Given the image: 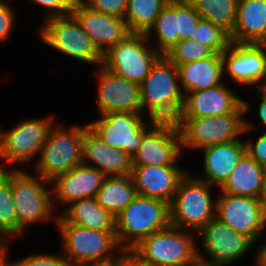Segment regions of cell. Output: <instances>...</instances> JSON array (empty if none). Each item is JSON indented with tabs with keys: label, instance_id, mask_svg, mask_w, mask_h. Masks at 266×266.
<instances>
[{
	"label": "cell",
	"instance_id": "47",
	"mask_svg": "<svg viewBox=\"0 0 266 266\" xmlns=\"http://www.w3.org/2000/svg\"><path fill=\"white\" fill-rule=\"evenodd\" d=\"M198 266H225V265L206 262V261H203V260L198 256Z\"/></svg>",
	"mask_w": 266,
	"mask_h": 266
},
{
	"label": "cell",
	"instance_id": "11",
	"mask_svg": "<svg viewBox=\"0 0 266 266\" xmlns=\"http://www.w3.org/2000/svg\"><path fill=\"white\" fill-rule=\"evenodd\" d=\"M216 218L249 238L254 245L265 237L266 202L263 199L222 193L216 200Z\"/></svg>",
	"mask_w": 266,
	"mask_h": 266
},
{
	"label": "cell",
	"instance_id": "8",
	"mask_svg": "<svg viewBox=\"0 0 266 266\" xmlns=\"http://www.w3.org/2000/svg\"><path fill=\"white\" fill-rule=\"evenodd\" d=\"M43 21L39 27L41 42L73 59L98 67L102 65L103 55L72 14Z\"/></svg>",
	"mask_w": 266,
	"mask_h": 266
},
{
	"label": "cell",
	"instance_id": "4",
	"mask_svg": "<svg viewBox=\"0 0 266 266\" xmlns=\"http://www.w3.org/2000/svg\"><path fill=\"white\" fill-rule=\"evenodd\" d=\"M170 225L169 203L137 194L116 216V236L122 248H133L142 239Z\"/></svg>",
	"mask_w": 266,
	"mask_h": 266
},
{
	"label": "cell",
	"instance_id": "33",
	"mask_svg": "<svg viewBox=\"0 0 266 266\" xmlns=\"http://www.w3.org/2000/svg\"><path fill=\"white\" fill-rule=\"evenodd\" d=\"M191 39L199 42L215 53H222L231 44L230 36L209 20L200 18Z\"/></svg>",
	"mask_w": 266,
	"mask_h": 266
},
{
	"label": "cell",
	"instance_id": "29",
	"mask_svg": "<svg viewBox=\"0 0 266 266\" xmlns=\"http://www.w3.org/2000/svg\"><path fill=\"white\" fill-rule=\"evenodd\" d=\"M170 0H128L124 20L130 33L146 34Z\"/></svg>",
	"mask_w": 266,
	"mask_h": 266
},
{
	"label": "cell",
	"instance_id": "41",
	"mask_svg": "<svg viewBox=\"0 0 266 266\" xmlns=\"http://www.w3.org/2000/svg\"><path fill=\"white\" fill-rule=\"evenodd\" d=\"M118 266H155L144 259L133 248H122L119 251Z\"/></svg>",
	"mask_w": 266,
	"mask_h": 266
},
{
	"label": "cell",
	"instance_id": "31",
	"mask_svg": "<svg viewBox=\"0 0 266 266\" xmlns=\"http://www.w3.org/2000/svg\"><path fill=\"white\" fill-rule=\"evenodd\" d=\"M152 33L157 35L155 37L158 42L156 51L161 55H165L180 41L177 17L175 16V0H170L161 10L153 26L145 35L150 39Z\"/></svg>",
	"mask_w": 266,
	"mask_h": 266
},
{
	"label": "cell",
	"instance_id": "22",
	"mask_svg": "<svg viewBox=\"0 0 266 266\" xmlns=\"http://www.w3.org/2000/svg\"><path fill=\"white\" fill-rule=\"evenodd\" d=\"M89 160L95 164H88ZM82 164L97 168L106 176H126L132 173V158L122 149L103 142L88 124L85 125L82 142Z\"/></svg>",
	"mask_w": 266,
	"mask_h": 266
},
{
	"label": "cell",
	"instance_id": "10",
	"mask_svg": "<svg viewBox=\"0 0 266 266\" xmlns=\"http://www.w3.org/2000/svg\"><path fill=\"white\" fill-rule=\"evenodd\" d=\"M194 235L170 225L142 239L133 249L155 266H175L198 255Z\"/></svg>",
	"mask_w": 266,
	"mask_h": 266
},
{
	"label": "cell",
	"instance_id": "18",
	"mask_svg": "<svg viewBox=\"0 0 266 266\" xmlns=\"http://www.w3.org/2000/svg\"><path fill=\"white\" fill-rule=\"evenodd\" d=\"M71 14L102 55L131 34L123 18L92 10L80 0L76 1Z\"/></svg>",
	"mask_w": 266,
	"mask_h": 266
},
{
	"label": "cell",
	"instance_id": "3",
	"mask_svg": "<svg viewBox=\"0 0 266 266\" xmlns=\"http://www.w3.org/2000/svg\"><path fill=\"white\" fill-rule=\"evenodd\" d=\"M55 223L62 237L63 254L68 266L103 264L119 258V255L115 257L112 253L115 248L122 250L116 232L95 231L69 224L60 215Z\"/></svg>",
	"mask_w": 266,
	"mask_h": 266
},
{
	"label": "cell",
	"instance_id": "37",
	"mask_svg": "<svg viewBox=\"0 0 266 266\" xmlns=\"http://www.w3.org/2000/svg\"><path fill=\"white\" fill-rule=\"evenodd\" d=\"M92 10L124 19L128 0H80Z\"/></svg>",
	"mask_w": 266,
	"mask_h": 266
},
{
	"label": "cell",
	"instance_id": "26",
	"mask_svg": "<svg viewBox=\"0 0 266 266\" xmlns=\"http://www.w3.org/2000/svg\"><path fill=\"white\" fill-rule=\"evenodd\" d=\"M60 216L69 224L95 231L116 232V217L100 206L95 197L73 202Z\"/></svg>",
	"mask_w": 266,
	"mask_h": 266
},
{
	"label": "cell",
	"instance_id": "14",
	"mask_svg": "<svg viewBox=\"0 0 266 266\" xmlns=\"http://www.w3.org/2000/svg\"><path fill=\"white\" fill-rule=\"evenodd\" d=\"M182 151L181 135L176 123L158 121L143 136L139 149L132 158V166L177 165Z\"/></svg>",
	"mask_w": 266,
	"mask_h": 266
},
{
	"label": "cell",
	"instance_id": "6",
	"mask_svg": "<svg viewBox=\"0 0 266 266\" xmlns=\"http://www.w3.org/2000/svg\"><path fill=\"white\" fill-rule=\"evenodd\" d=\"M39 177V178H38ZM38 178V179H37ZM51 182L44 180L19 169H11V185L13 199L18 219V237L22 236L29 225L57 220L58 215L53 217L54 203L53 191L45 188Z\"/></svg>",
	"mask_w": 266,
	"mask_h": 266
},
{
	"label": "cell",
	"instance_id": "21",
	"mask_svg": "<svg viewBox=\"0 0 266 266\" xmlns=\"http://www.w3.org/2000/svg\"><path fill=\"white\" fill-rule=\"evenodd\" d=\"M186 174L178 165H145L132 166L131 176L138 195L171 204L179 182Z\"/></svg>",
	"mask_w": 266,
	"mask_h": 266
},
{
	"label": "cell",
	"instance_id": "36",
	"mask_svg": "<svg viewBox=\"0 0 266 266\" xmlns=\"http://www.w3.org/2000/svg\"><path fill=\"white\" fill-rule=\"evenodd\" d=\"M65 255L55 254H32L27 257L10 262L7 260V266H68Z\"/></svg>",
	"mask_w": 266,
	"mask_h": 266
},
{
	"label": "cell",
	"instance_id": "44",
	"mask_svg": "<svg viewBox=\"0 0 266 266\" xmlns=\"http://www.w3.org/2000/svg\"><path fill=\"white\" fill-rule=\"evenodd\" d=\"M262 191L263 200L266 202V164L262 166Z\"/></svg>",
	"mask_w": 266,
	"mask_h": 266
},
{
	"label": "cell",
	"instance_id": "49",
	"mask_svg": "<svg viewBox=\"0 0 266 266\" xmlns=\"http://www.w3.org/2000/svg\"><path fill=\"white\" fill-rule=\"evenodd\" d=\"M87 266H118V260L108 262V263H103V264H95V265H87Z\"/></svg>",
	"mask_w": 266,
	"mask_h": 266
},
{
	"label": "cell",
	"instance_id": "45",
	"mask_svg": "<svg viewBox=\"0 0 266 266\" xmlns=\"http://www.w3.org/2000/svg\"><path fill=\"white\" fill-rule=\"evenodd\" d=\"M7 256L8 250L7 249H0V266H7Z\"/></svg>",
	"mask_w": 266,
	"mask_h": 266
},
{
	"label": "cell",
	"instance_id": "24",
	"mask_svg": "<svg viewBox=\"0 0 266 266\" xmlns=\"http://www.w3.org/2000/svg\"><path fill=\"white\" fill-rule=\"evenodd\" d=\"M231 43L266 44V0H238Z\"/></svg>",
	"mask_w": 266,
	"mask_h": 266
},
{
	"label": "cell",
	"instance_id": "27",
	"mask_svg": "<svg viewBox=\"0 0 266 266\" xmlns=\"http://www.w3.org/2000/svg\"><path fill=\"white\" fill-rule=\"evenodd\" d=\"M222 193L263 199L262 165L247 152L238 161L229 178L219 188Z\"/></svg>",
	"mask_w": 266,
	"mask_h": 266
},
{
	"label": "cell",
	"instance_id": "30",
	"mask_svg": "<svg viewBox=\"0 0 266 266\" xmlns=\"http://www.w3.org/2000/svg\"><path fill=\"white\" fill-rule=\"evenodd\" d=\"M202 19L231 36L236 21L238 0H189Z\"/></svg>",
	"mask_w": 266,
	"mask_h": 266
},
{
	"label": "cell",
	"instance_id": "2",
	"mask_svg": "<svg viewBox=\"0 0 266 266\" xmlns=\"http://www.w3.org/2000/svg\"><path fill=\"white\" fill-rule=\"evenodd\" d=\"M244 107L238 113L205 116L201 118H177L175 121L181 135L182 149H204L216 144L239 140L253 124L244 118L250 107L243 100Z\"/></svg>",
	"mask_w": 266,
	"mask_h": 266
},
{
	"label": "cell",
	"instance_id": "16",
	"mask_svg": "<svg viewBox=\"0 0 266 266\" xmlns=\"http://www.w3.org/2000/svg\"><path fill=\"white\" fill-rule=\"evenodd\" d=\"M266 44L231 43L222 52L225 73L240 85L266 83ZM260 81L264 82L259 85Z\"/></svg>",
	"mask_w": 266,
	"mask_h": 266
},
{
	"label": "cell",
	"instance_id": "42",
	"mask_svg": "<svg viewBox=\"0 0 266 266\" xmlns=\"http://www.w3.org/2000/svg\"><path fill=\"white\" fill-rule=\"evenodd\" d=\"M258 92L262 99L258 109V116L262 124L261 126H266V93L262 89H259Z\"/></svg>",
	"mask_w": 266,
	"mask_h": 266
},
{
	"label": "cell",
	"instance_id": "19",
	"mask_svg": "<svg viewBox=\"0 0 266 266\" xmlns=\"http://www.w3.org/2000/svg\"><path fill=\"white\" fill-rule=\"evenodd\" d=\"M243 107V99L222 83L213 88L184 94V104L178 118L238 113Z\"/></svg>",
	"mask_w": 266,
	"mask_h": 266
},
{
	"label": "cell",
	"instance_id": "50",
	"mask_svg": "<svg viewBox=\"0 0 266 266\" xmlns=\"http://www.w3.org/2000/svg\"><path fill=\"white\" fill-rule=\"evenodd\" d=\"M262 90L266 93V83H265L264 86L262 87Z\"/></svg>",
	"mask_w": 266,
	"mask_h": 266
},
{
	"label": "cell",
	"instance_id": "15",
	"mask_svg": "<svg viewBox=\"0 0 266 266\" xmlns=\"http://www.w3.org/2000/svg\"><path fill=\"white\" fill-rule=\"evenodd\" d=\"M201 235L205 255L198 249V256L206 262L231 265L243 254L252 248L253 242L231 229L228 225L221 222L218 218H213L199 232ZM211 259V260H210Z\"/></svg>",
	"mask_w": 266,
	"mask_h": 266
},
{
	"label": "cell",
	"instance_id": "32",
	"mask_svg": "<svg viewBox=\"0 0 266 266\" xmlns=\"http://www.w3.org/2000/svg\"><path fill=\"white\" fill-rule=\"evenodd\" d=\"M0 231L7 237H18V219L11 185V169L0 165Z\"/></svg>",
	"mask_w": 266,
	"mask_h": 266
},
{
	"label": "cell",
	"instance_id": "1",
	"mask_svg": "<svg viewBox=\"0 0 266 266\" xmlns=\"http://www.w3.org/2000/svg\"><path fill=\"white\" fill-rule=\"evenodd\" d=\"M142 111L157 121H176L183 104L184 93L179 83L177 66L165 55L153 65L150 73L139 84Z\"/></svg>",
	"mask_w": 266,
	"mask_h": 266
},
{
	"label": "cell",
	"instance_id": "48",
	"mask_svg": "<svg viewBox=\"0 0 266 266\" xmlns=\"http://www.w3.org/2000/svg\"><path fill=\"white\" fill-rule=\"evenodd\" d=\"M5 236H3V234L0 231V249H8V241H10L9 239H7V241L4 239ZM4 239V240H3Z\"/></svg>",
	"mask_w": 266,
	"mask_h": 266
},
{
	"label": "cell",
	"instance_id": "7",
	"mask_svg": "<svg viewBox=\"0 0 266 266\" xmlns=\"http://www.w3.org/2000/svg\"><path fill=\"white\" fill-rule=\"evenodd\" d=\"M85 127L73 125L70 129L62 125L50 128L46 142L39 153L36 172L49 182L82 164V142Z\"/></svg>",
	"mask_w": 266,
	"mask_h": 266
},
{
	"label": "cell",
	"instance_id": "38",
	"mask_svg": "<svg viewBox=\"0 0 266 266\" xmlns=\"http://www.w3.org/2000/svg\"><path fill=\"white\" fill-rule=\"evenodd\" d=\"M47 9L44 19L50 17L66 16L72 13L77 0H32Z\"/></svg>",
	"mask_w": 266,
	"mask_h": 266
},
{
	"label": "cell",
	"instance_id": "39",
	"mask_svg": "<svg viewBox=\"0 0 266 266\" xmlns=\"http://www.w3.org/2000/svg\"><path fill=\"white\" fill-rule=\"evenodd\" d=\"M14 12L9 3L0 0V42L8 40L14 25Z\"/></svg>",
	"mask_w": 266,
	"mask_h": 266
},
{
	"label": "cell",
	"instance_id": "43",
	"mask_svg": "<svg viewBox=\"0 0 266 266\" xmlns=\"http://www.w3.org/2000/svg\"><path fill=\"white\" fill-rule=\"evenodd\" d=\"M257 251L254 266H266V243H264Z\"/></svg>",
	"mask_w": 266,
	"mask_h": 266
},
{
	"label": "cell",
	"instance_id": "28",
	"mask_svg": "<svg viewBox=\"0 0 266 266\" xmlns=\"http://www.w3.org/2000/svg\"><path fill=\"white\" fill-rule=\"evenodd\" d=\"M136 189L131 175L107 176L95 199L100 206L115 217L136 197Z\"/></svg>",
	"mask_w": 266,
	"mask_h": 266
},
{
	"label": "cell",
	"instance_id": "5",
	"mask_svg": "<svg viewBox=\"0 0 266 266\" xmlns=\"http://www.w3.org/2000/svg\"><path fill=\"white\" fill-rule=\"evenodd\" d=\"M190 175L187 172L179 182L170 204V223L199 232L216 217V199H212V185Z\"/></svg>",
	"mask_w": 266,
	"mask_h": 266
},
{
	"label": "cell",
	"instance_id": "34",
	"mask_svg": "<svg viewBox=\"0 0 266 266\" xmlns=\"http://www.w3.org/2000/svg\"><path fill=\"white\" fill-rule=\"evenodd\" d=\"M215 52L193 39L179 41L165 56L176 66L212 56Z\"/></svg>",
	"mask_w": 266,
	"mask_h": 266
},
{
	"label": "cell",
	"instance_id": "35",
	"mask_svg": "<svg viewBox=\"0 0 266 266\" xmlns=\"http://www.w3.org/2000/svg\"><path fill=\"white\" fill-rule=\"evenodd\" d=\"M175 16L177 17L180 41L191 39L200 15L189 0H175Z\"/></svg>",
	"mask_w": 266,
	"mask_h": 266
},
{
	"label": "cell",
	"instance_id": "12",
	"mask_svg": "<svg viewBox=\"0 0 266 266\" xmlns=\"http://www.w3.org/2000/svg\"><path fill=\"white\" fill-rule=\"evenodd\" d=\"M141 113L111 112L88 124L99 138L111 147L122 149L131 158L137 153L143 136L158 121L149 118L144 122ZM147 123V124H146ZM150 126V127H149Z\"/></svg>",
	"mask_w": 266,
	"mask_h": 266
},
{
	"label": "cell",
	"instance_id": "9",
	"mask_svg": "<svg viewBox=\"0 0 266 266\" xmlns=\"http://www.w3.org/2000/svg\"><path fill=\"white\" fill-rule=\"evenodd\" d=\"M148 40L145 34H129L103 55L102 66L115 75L140 84L162 56L156 48L147 46Z\"/></svg>",
	"mask_w": 266,
	"mask_h": 266
},
{
	"label": "cell",
	"instance_id": "20",
	"mask_svg": "<svg viewBox=\"0 0 266 266\" xmlns=\"http://www.w3.org/2000/svg\"><path fill=\"white\" fill-rule=\"evenodd\" d=\"M107 176L97 168L79 164L65 174L57 176L51 184L54 186L53 203L67 204L95 197Z\"/></svg>",
	"mask_w": 266,
	"mask_h": 266
},
{
	"label": "cell",
	"instance_id": "17",
	"mask_svg": "<svg viewBox=\"0 0 266 266\" xmlns=\"http://www.w3.org/2000/svg\"><path fill=\"white\" fill-rule=\"evenodd\" d=\"M97 107L101 115L111 112L142 113L140 85L115 75L100 65Z\"/></svg>",
	"mask_w": 266,
	"mask_h": 266
},
{
	"label": "cell",
	"instance_id": "13",
	"mask_svg": "<svg viewBox=\"0 0 266 266\" xmlns=\"http://www.w3.org/2000/svg\"><path fill=\"white\" fill-rule=\"evenodd\" d=\"M53 120V116L28 119L8 132L0 129V160L16 164L34 159L46 142Z\"/></svg>",
	"mask_w": 266,
	"mask_h": 266
},
{
	"label": "cell",
	"instance_id": "46",
	"mask_svg": "<svg viewBox=\"0 0 266 266\" xmlns=\"http://www.w3.org/2000/svg\"><path fill=\"white\" fill-rule=\"evenodd\" d=\"M175 266H198V255L193 260Z\"/></svg>",
	"mask_w": 266,
	"mask_h": 266
},
{
	"label": "cell",
	"instance_id": "25",
	"mask_svg": "<svg viewBox=\"0 0 266 266\" xmlns=\"http://www.w3.org/2000/svg\"><path fill=\"white\" fill-rule=\"evenodd\" d=\"M183 93L213 88L223 83L224 65L222 53L190 63L177 65Z\"/></svg>",
	"mask_w": 266,
	"mask_h": 266
},
{
	"label": "cell",
	"instance_id": "23",
	"mask_svg": "<svg viewBox=\"0 0 266 266\" xmlns=\"http://www.w3.org/2000/svg\"><path fill=\"white\" fill-rule=\"evenodd\" d=\"M203 150L204 177H198L209 185H218L219 188L229 178L238 161L246 152L244 141L216 144Z\"/></svg>",
	"mask_w": 266,
	"mask_h": 266
},
{
	"label": "cell",
	"instance_id": "40",
	"mask_svg": "<svg viewBox=\"0 0 266 266\" xmlns=\"http://www.w3.org/2000/svg\"><path fill=\"white\" fill-rule=\"evenodd\" d=\"M247 154L258 164H266V131L257 139L255 143L252 140L245 142Z\"/></svg>",
	"mask_w": 266,
	"mask_h": 266
}]
</instances>
